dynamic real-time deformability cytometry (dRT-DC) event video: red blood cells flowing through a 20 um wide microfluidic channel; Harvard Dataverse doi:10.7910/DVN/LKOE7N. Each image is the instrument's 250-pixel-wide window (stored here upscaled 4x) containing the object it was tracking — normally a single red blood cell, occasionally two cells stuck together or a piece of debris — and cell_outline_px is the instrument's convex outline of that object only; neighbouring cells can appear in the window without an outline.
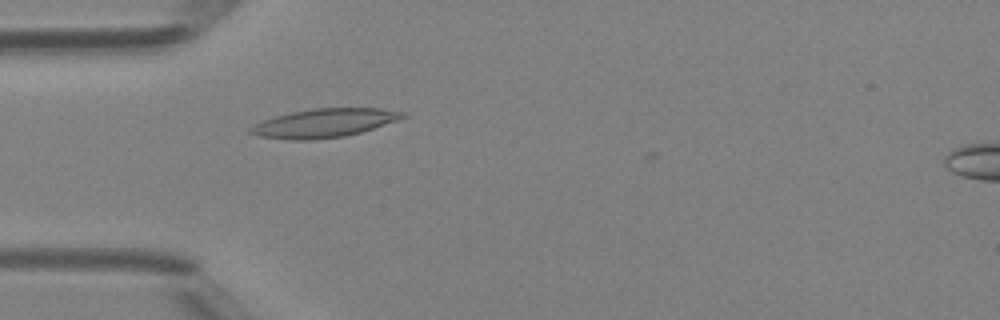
{"species": "Egyptian fruit bat (a non-hibernating species)", "species_latin": "Rousettus aegyptiacus", "temperature_condition": "room temperature", "stored_images_in_passage": 37, "camera_frame_rate_fps": 3000, "um_per_image_px": 0.085, "animal": {"sex": "female"}, "frame": {"image": 1, "passage_image": 3, "time_ms": 0.667, "image_size_px": [1000, 320], "cell_outline_px": [[408, 116], [360, 132], [344, 136], [312, 140], [288, 140], [256, 136], [248, 132], [248, 128], [264, 120], [276, 116], [292, 112], [316, 108], [380, 108], [404, 112]], "centroid_in_image_um": [27.51, 10.46], "position_along_channel_um": 57.5, "area_um2": 25.2}}
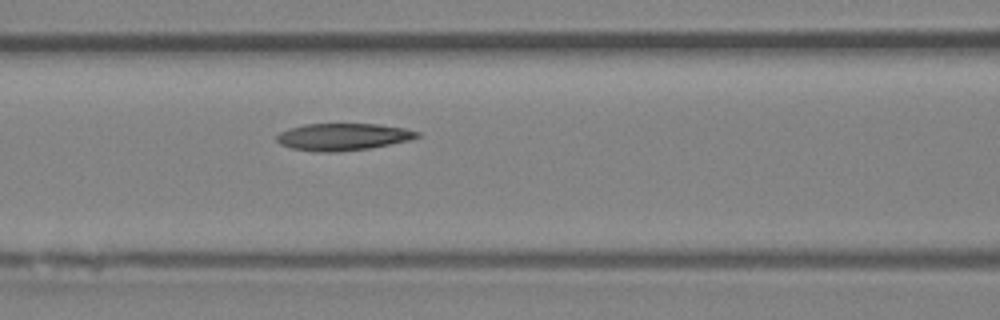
{"frame": {"image": 2, "passage_image": 9, "time_ms": 2.667, "image_size_px": [1000, 320], "cell_outline_px": [[420, 136], [408, 140], [368, 148], [336, 152], [316, 152], [292, 148], [280, 144], [276, 140], [276, 136], [280, 132], [288, 128], [304, 124], [376, 124], [404, 128], [420, 132]], "centroid_in_image_um": [29.1, 11.62], "position_along_channel_um": 137.5, "area_um2": 22.02}}
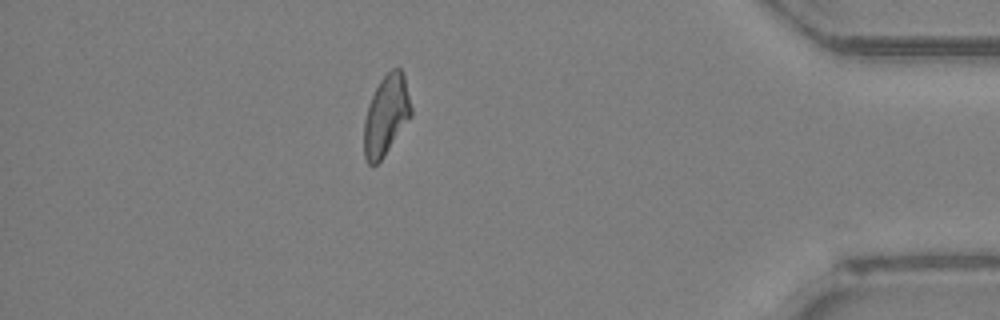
{"frame": {"image": 3, "passage_image": 31, "time_ms": 10.0, "image_size_px": [1000, 320], "cell_outline_px": [[412, 116], [384, 156], [372, 168], [368, 164], [364, 156], [364, 120], [368, 104], [380, 80], [392, 68], [400, 68], [404, 76], [412, 108]], "centroid_in_image_um": [32.82, 9.83], "position_along_channel_um": 402.4, "area_um2": 22.02}, "authors_computed_cell_mechanics": {"area_um2": 22.1374, "velocity_mm_per_s": 4.2089, "shape_relaxation_time_tau1_ms": null, "shape_relaxation_time_tau2_ms": 5.0179, "deformation_change_tau1": null, "deformation_change_tau2": 0.1439}}